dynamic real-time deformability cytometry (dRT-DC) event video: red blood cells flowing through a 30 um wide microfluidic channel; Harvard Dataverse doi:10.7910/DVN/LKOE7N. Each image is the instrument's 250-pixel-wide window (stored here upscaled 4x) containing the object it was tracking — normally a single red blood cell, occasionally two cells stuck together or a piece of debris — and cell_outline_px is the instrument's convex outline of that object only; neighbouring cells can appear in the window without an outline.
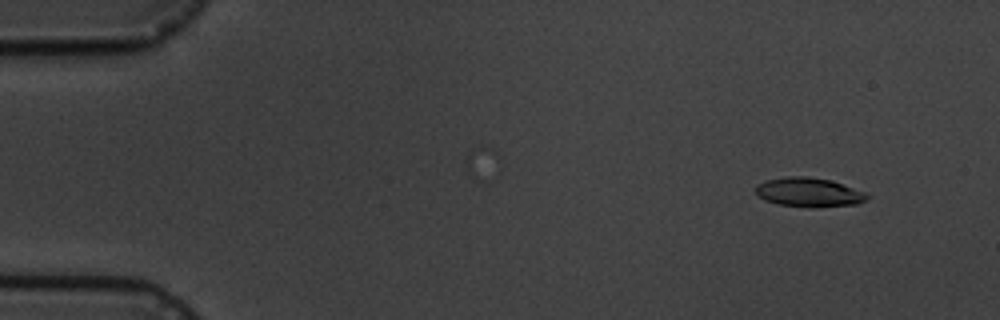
{"species": "common noctule bat (a hibernating species)", "species_latin": "Nyctalus noctula", "temperature_condition": "cold", "stored_images_in_passage": 6, "camera_frame_rate_fps": 3000, "um_per_image_px": 0.085, "animal": {"sex": "male", "body_mass_g": 19.5, "forearm_length_mm": 54.6}, "frame": {"image": 1, "passage_image": 2, "time_ms": 1.0, "image_size_px": [1000, 320], "cell_outline_px": [[868, 196], [864, 200], [856, 204], [812, 208], [780, 204], [764, 200], [756, 192], [756, 184], [764, 180], [788, 176], [808, 176], [828, 180], [868, 192]], "centroid_in_image_um": [68.74, 16.34], "position_along_channel_um": 16.3, "area_um2": 18.9}}
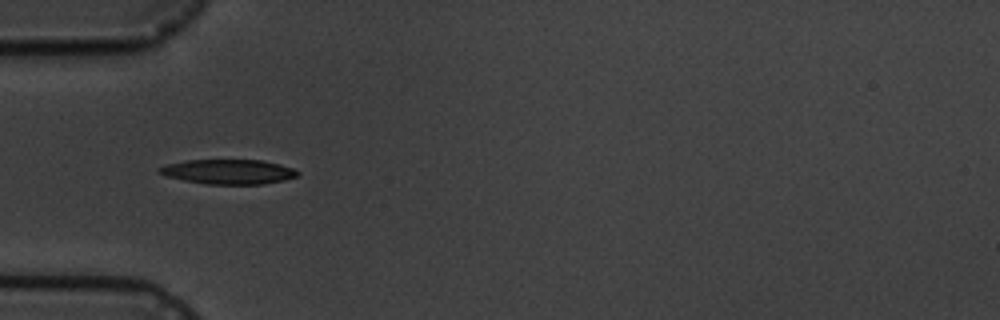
{"frame": {"image": 2, "passage_image": 5, "time_ms": 5.333, "image_size_px": [1000, 320], "cell_outline_px": [[300, 172], [296, 176], [284, 180], [264, 184], [204, 184], [184, 180], [168, 176], [156, 172], [156, 168], [168, 164], [188, 160], [260, 160], [280, 164], [292, 168]], "centroid_in_image_um": [19.4, 14.6], "position_along_channel_um": 65.6, "area_um2": 19.83}}
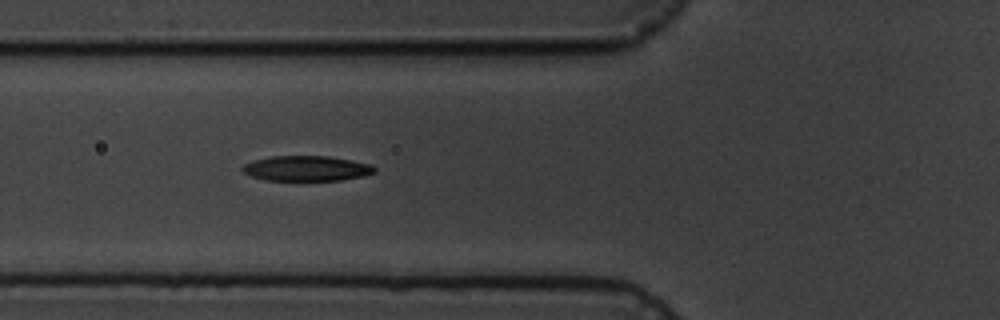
{"frame": {"image": 3, "passage_image": 6, "time_ms": 6.333, "image_size_px": [1000, 320], "cell_outline_px": [[376, 172], [364, 176], [340, 180], [268, 180], [252, 176], [244, 172], [240, 168], [244, 164], [252, 160], [272, 156], [328, 156], [372, 164], [376, 168]], "centroid_in_image_um": [26.07, 14.31], "position_along_channel_um": 99.7, "area_um2": 19.36}}